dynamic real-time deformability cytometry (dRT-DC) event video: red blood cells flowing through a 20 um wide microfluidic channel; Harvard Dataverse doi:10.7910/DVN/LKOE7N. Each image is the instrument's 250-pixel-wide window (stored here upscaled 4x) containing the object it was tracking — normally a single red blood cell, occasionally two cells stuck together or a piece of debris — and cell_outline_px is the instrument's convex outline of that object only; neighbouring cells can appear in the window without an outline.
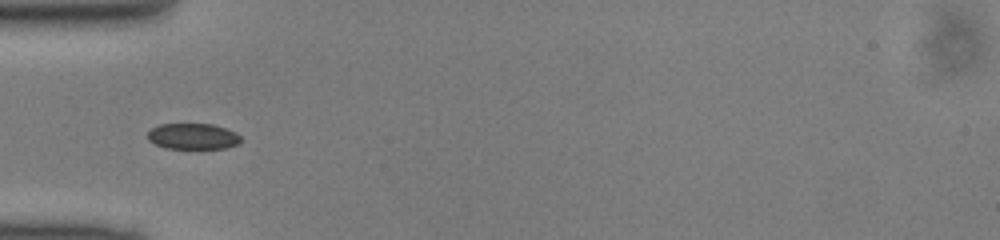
{"species": "common noctule bat (a hibernating species)", "species_latin": "Nyctalus noctula", "temperature_condition": "cold", "stored_images_in_passage": 34, "camera_frame_rate_fps": 3000, "um_per_image_px": 0.085, "animal": {"sex": "male", "body_mass_g": 13.0, "forearm_length_mm": 53.1}, "frame": {"image": 1, "passage_image": 1, "time_ms": 0.0, "image_size_px": [1000, 240], "cell_outline_px": [[240, 144], [224, 148], [164, 148], [148, 140], [148, 132], [152, 128], [160, 124], [212, 124], [236, 132], [240, 136]], "centroid_in_image_um": [16.4, 11.59], "position_along_channel_um": 68.6, "area_um2": 13.99}}
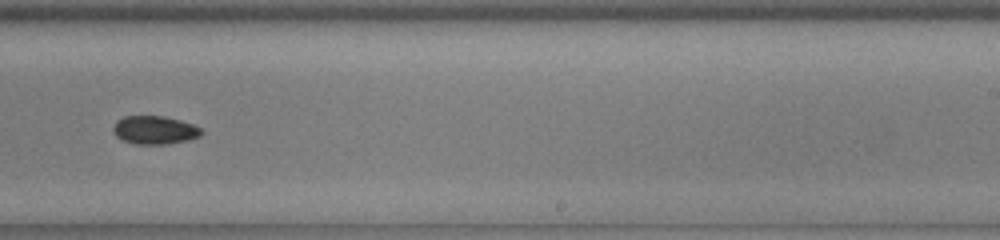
{"frame": {"image": 2, "passage_image": 16, "time_ms": 5.0, "image_size_px": [1000, 240], "cell_outline_px": [[204, 132], [200, 136], [188, 140], [168, 144], [132, 144], [120, 140], [112, 132], [112, 128], [116, 120], [124, 116], [164, 116], [180, 120], [192, 124], [200, 128]], "centroid_in_image_um": [13.1, 11.06], "position_along_channel_um": 275.9, "area_um2": 14.8}}
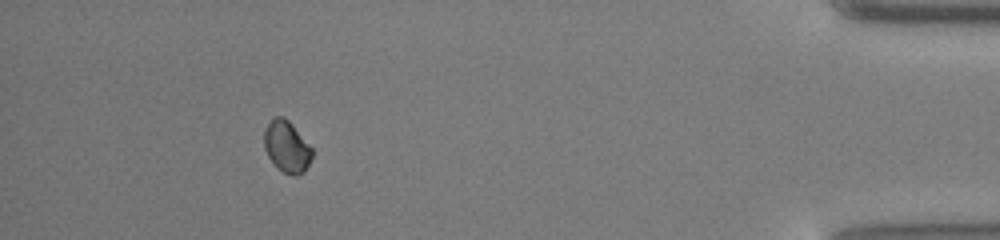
{"frame": {"image": 3, "passage_image": 30, "time_ms": 9.667, "image_size_px": [1000, 240], "cell_outline_px": [[312, 156], [304, 172], [296, 176], [292, 176], [276, 168], [268, 156], [264, 148], [264, 128], [276, 116], [284, 116], [292, 124], [312, 148]], "centroid_in_image_um": [24.36, 12.48], "position_along_channel_um": 410.8, "area_um2": 14.39}}